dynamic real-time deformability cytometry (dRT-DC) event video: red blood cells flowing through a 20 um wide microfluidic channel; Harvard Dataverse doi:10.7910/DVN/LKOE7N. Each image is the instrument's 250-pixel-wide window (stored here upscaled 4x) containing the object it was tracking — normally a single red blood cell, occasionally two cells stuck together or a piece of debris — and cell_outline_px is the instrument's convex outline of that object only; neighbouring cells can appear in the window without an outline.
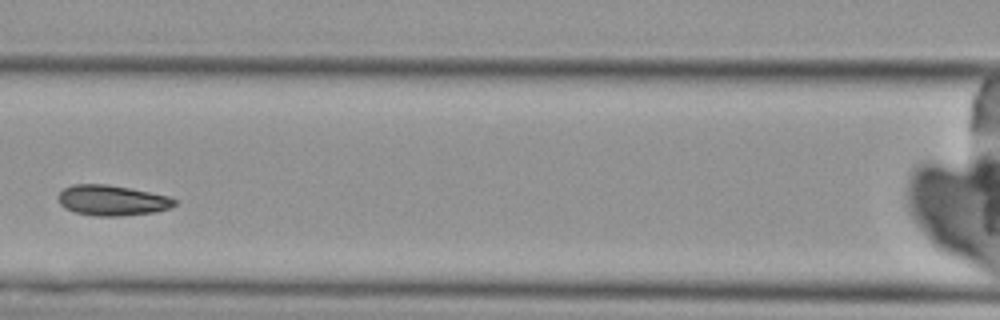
{"species": "Egyptian fruit bat (a non-hibernating species)", "species_latin": "Rousettus aegyptiacus", "temperature_condition": "cold", "stored_images_in_passage": 6, "camera_frame_rate_fps": 3000, "um_per_image_px": 0.085, "animal": {"sex": "female"}, "frame": {"image": 1, "passage_image": 4, "time_ms": 3.667, "image_size_px": [1000, 320], "cell_outline_px": [[176, 204], [172, 208], [156, 212], [120, 216], [96, 216], [76, 212], [64, 208], [60, 204], [56, 196], [64, 188], [72, 184], [108, 184], [168, 196], [176, 200]], "centroid_in_image_um": [9.51, 17.03], "position_along_channel_um": 157.1, "area_um2": 20.69}}
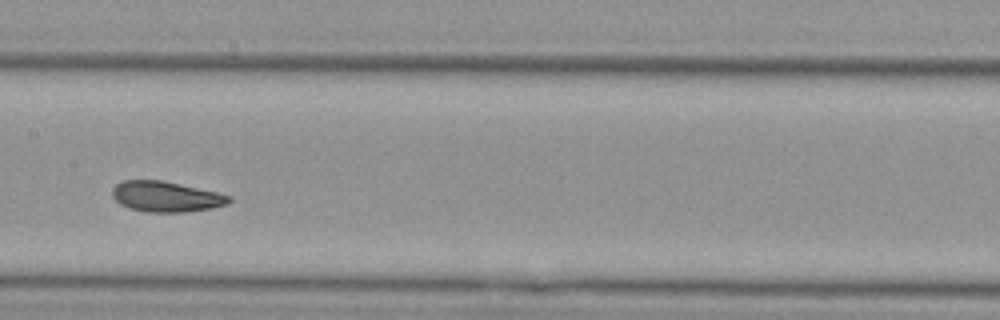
{"frame": {"image": 2, "passage_image": 5, "time_ms": 4.667, "image_size_px": [1000, 320], "cell_outline_px": [[232, 200], [228, 204], [212, 208], [184, 212], [148, 212], [128, 208], [120, 204], [112, 196], [112, 188], [120, 180], [160, 180], [180, 184], [216, 192], [232, 196]], "centroid_in_image_um": [14.09, 16.71], "position_along_channel_um": 193.3, "area_um2": 20.81}}
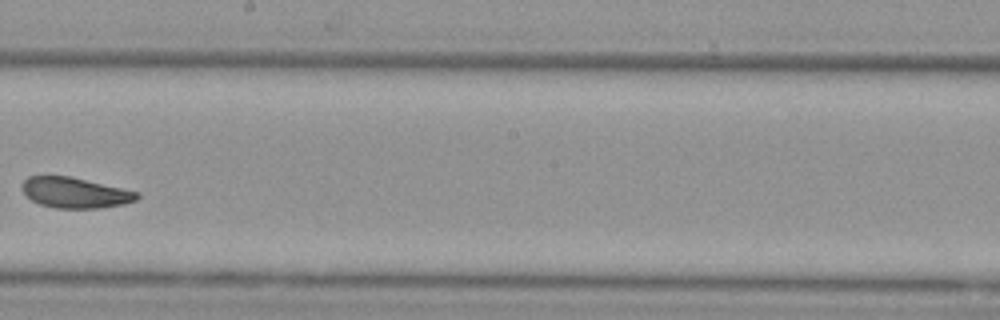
{"frame": {"image": 3, "passage_image": 6, "time_ms": 6.0, "image_size_px": [1000, 320], "cell_outline_px": [[140, 196], [136, 200], [124, 204], [100, 208], [56, 208], [40, 204], [32, 200], [20, 188], [24, 180], [28, 176], [68, 176], [140, 192]], "centroid_in_image_um": [6.39, 16.38], "position_along_channel_um": 241.8, "area_um2": 20.35}}